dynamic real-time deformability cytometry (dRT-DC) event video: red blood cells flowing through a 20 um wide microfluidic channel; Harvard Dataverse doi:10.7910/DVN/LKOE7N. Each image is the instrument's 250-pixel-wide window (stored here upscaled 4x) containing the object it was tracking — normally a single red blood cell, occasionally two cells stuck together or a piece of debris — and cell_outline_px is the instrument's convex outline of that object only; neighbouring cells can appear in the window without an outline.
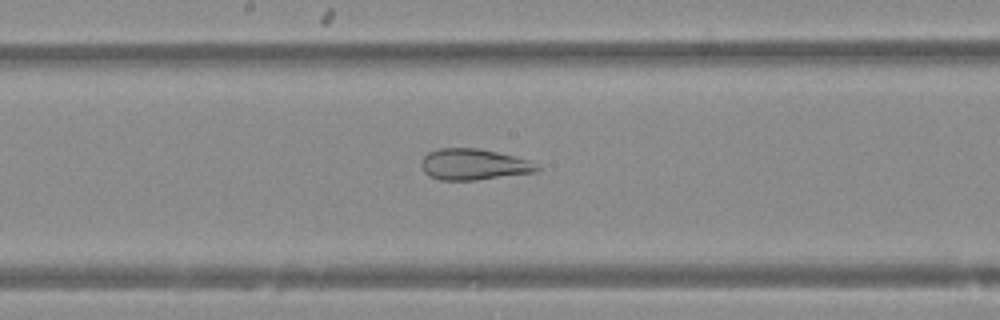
{"species": "Egyptian fruit bat (a non-hibernating species)", "species_latin": "Rousettus aegyptiacus", "temperature_condition": "warm", "stored_images_in_passage": 37, "camera_frame_rate_fps": 3000, "um_per_image_px": 0.085, "animal": {"sex": "female"}, "frame": {"image": 1, "passage_image": 14, "time_ms": 4.333, "image_size_px": [1000, 320], "cell_outline_px": [[540, 168], [536, 172], [476, 180], [440, 180], [428, 176], [424, 172], [420, 164], [420, 160], [428, 152], [440, 148], [476, 148], [516, 156], [528, 160]], "centroid_in_image_um": [40.21, 13.98], "position_along_channel_um": 208.0, "area_um2": 20.98}}
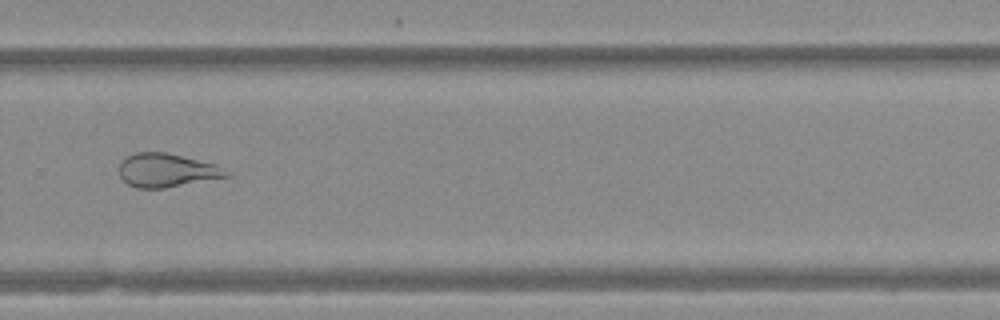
{"frame": {"image": 2, "passage_image": 22, "time_ms": 7.0, "image_size_px": [1000, 320], "cell_outline_px": [[232, 176], [164, 188], [136, 188], [128, 184], [120, 176], [120, 160], [124, 156], [136, 152], [168, 152], [216, 164], [232, 172]], "centroid_in_image_um": [14.2, 14.46], "position_along_channel_um": 315.6, "area_um2": 21.33}}
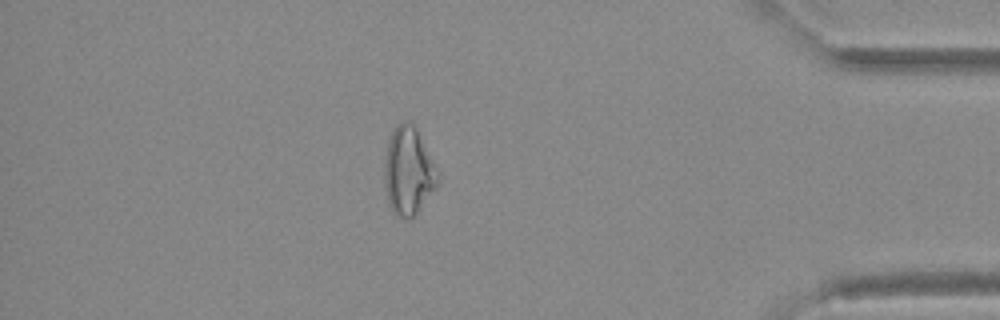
{"frame": {"image": 3, "passage_image": 31, "time_ms": 10.0, "image_size_px": [1000, 320], "cell_outline_px": [[440, 180], [436, 188], [416, 212], [408, 220], [396, 216], [392, 212], [388, 204], [384, 176], [384, 160], [388, 140], [396, 124], [404, 120], [408, 120], [416, 128], [440, 172]], "centroid_in_image_um": [34.72, 14.53], "position_along_channel_um": 400.5, "area_um2": 27.63}}